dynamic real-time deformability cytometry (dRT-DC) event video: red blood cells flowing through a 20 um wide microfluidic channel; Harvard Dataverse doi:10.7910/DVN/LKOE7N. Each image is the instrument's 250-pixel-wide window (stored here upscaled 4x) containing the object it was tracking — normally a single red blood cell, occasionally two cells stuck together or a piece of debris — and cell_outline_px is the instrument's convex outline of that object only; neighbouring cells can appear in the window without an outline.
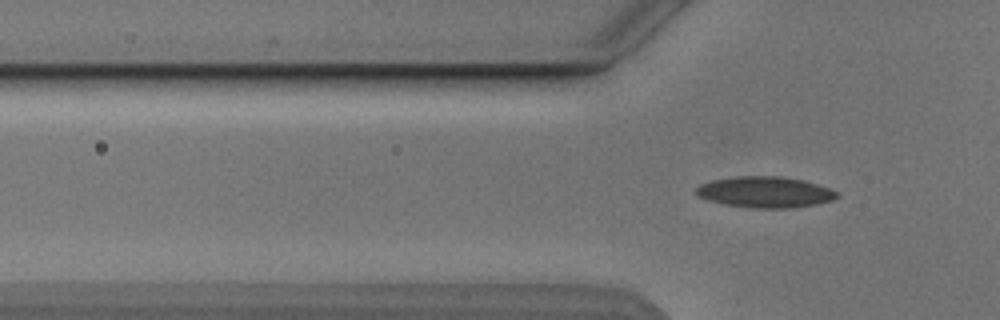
{"species": "Egyptian fruit bat (a non-hibernating species)", "species_latin": "Rousettus aegyptiacus", "temperature_condition": "cold", "stored_images_in_passage": 3, "segment_of_instrument_passage": [2, 2], "camera_frame_rate_fps": 3000, "um_per_image_px": 0.085, "animal": {"sex": "male"}, "frame": {"image": 1, "passage_image": 3, "time_ms": 2.333, "image_size_px": [1000, 320], "cell_outline_px": [[840, 196], [832, 200], [816, 204], [792, 208], [752, 208], [724, 204], [708, 200], [696, 196], [696, 188], [700, 184], [712, 180], [736, 176], [784, 176], [804, 180], [828, 188], [836, 192]], "centroid_in_image_um": [65.01, 16.33], "position_along_channel_um": 60.8, "area_um2": 25.55}}